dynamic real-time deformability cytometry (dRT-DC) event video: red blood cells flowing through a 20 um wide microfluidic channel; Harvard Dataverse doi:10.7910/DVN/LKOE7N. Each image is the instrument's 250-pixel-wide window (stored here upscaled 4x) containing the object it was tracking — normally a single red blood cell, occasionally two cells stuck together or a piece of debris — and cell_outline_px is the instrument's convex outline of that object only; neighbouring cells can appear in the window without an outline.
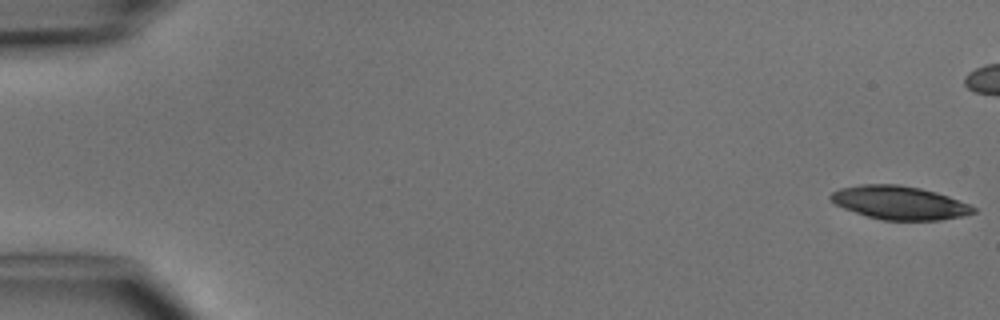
{"species": "common noctule bat (a hibernating species)", "species_latin": "Nyctalus noctula", "temperature_condition": "cold", "stored_images_in_passage": 4, "camera_frame_rate_fps": 3000, "um_per_image_px": 0.085, "animal": {"sex": "male", "body_mass_g": 15.6}, "frame": {"image": 1, "passage_image": 1, "time_ms": 0.0, "image_size_px": [1000, 320], "cell_outline_px": [[976, 212], [964, 216], [940, 220], [884, 220], [868, 216], [844, 208], [836, 204], [828, 196], [832, 192], [840, 188], [860, 184], [896, 184], [920, 188], [936, 192], [948, 196], [968, 204], [976, 208]], "centroid_in_image_um": [76.46, 17.23], "position_along_channel_um": 8.5, "area_um2": 27.63}}